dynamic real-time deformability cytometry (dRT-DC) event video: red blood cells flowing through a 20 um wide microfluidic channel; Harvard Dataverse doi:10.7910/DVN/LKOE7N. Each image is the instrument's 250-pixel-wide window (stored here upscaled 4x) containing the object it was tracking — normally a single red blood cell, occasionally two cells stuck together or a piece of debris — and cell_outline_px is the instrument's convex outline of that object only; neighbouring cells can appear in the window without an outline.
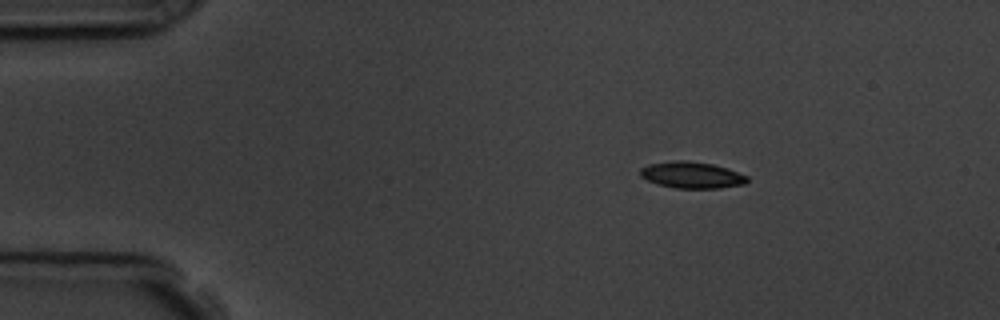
{"species": "common noctule bat (a hibernating species)", "species_latin": "Nyctalus noctula", "temperature_condition": "room temperature", "stored_images_in_passage": 3, "camera_frame_rate_fps": 3000, "um_per_image_px": 0.085, "animal": {"sex": "male", "body_mass_g": 19.5, "forearm_length_mm": 54.6}, "frame": {"image": 1, "passage_image": 1, "time_ms": 0.0, "image_size_px": [1000, 320], "cell_outline_px": [[748, 180], [744, 184], [720, 188], [676, 188], [660, 184], [648, 180], [640, 176], [640, 168], [648, 164], [680, 160], [684, 160], [712, 164], [728, 168], [748, 176]], "centroid_in_image_um": [58.82, 14.87], "position_along_channel_um": 26.2, "area_um2": 16.36}}